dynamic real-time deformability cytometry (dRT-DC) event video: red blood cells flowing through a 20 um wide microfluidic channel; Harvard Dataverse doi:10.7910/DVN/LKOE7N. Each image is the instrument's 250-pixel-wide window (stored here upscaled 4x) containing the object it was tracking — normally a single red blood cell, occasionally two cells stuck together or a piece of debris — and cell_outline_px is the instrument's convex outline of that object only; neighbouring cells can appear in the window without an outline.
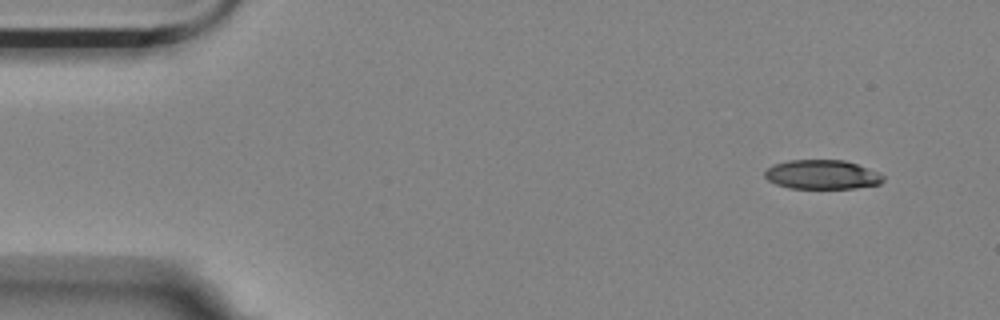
{"species": "Egyptian fruit bat (a non-hibernating species)", "species_latin": "Rousettus aegyptiacus", "temperature_condition": "room temperature", "stored_images_in_passage": 5, "segment_of_instrument_passage": [1, 2], "camera_frame_rate_fps": 3000, "um_per_image_px": 0.085, "animal": {"sex": "female"}, "frame": {"image": 1, "passage_image": 1, "time_ms": 0.0, "image_size_px": [1000, 320], "cell_outline_px": [[884, 180], [880, 184], [856, 188], [788, 188], [776, 184], [768, 180], [764, 176], [764, 172], [772, 164], [788, 160], [844, 160], [880, 172], [884, 176]], "centroid_in_image_um": [69.88, 14.84], "position_along_channel_um": 15.1, "area_um2": 20.29}}